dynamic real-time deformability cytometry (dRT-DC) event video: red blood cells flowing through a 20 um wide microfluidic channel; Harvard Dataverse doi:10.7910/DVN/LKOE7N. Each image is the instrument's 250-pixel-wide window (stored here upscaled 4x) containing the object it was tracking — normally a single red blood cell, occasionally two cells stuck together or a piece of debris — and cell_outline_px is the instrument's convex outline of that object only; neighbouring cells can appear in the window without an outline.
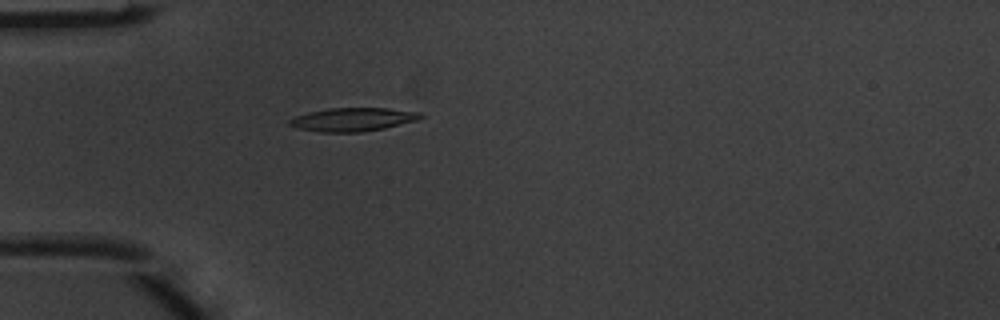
{"species": "common noctule bat (a hibernating species)", "species_latin": "Nyctalus noctula", "temperature_condition": "warm", "stored_images_in_passage": 1, "camera_frame_rate_fps": 3000, "um_per_image_px": 0.085, "animal": {"sex": "male", "body_mass_g": 20.1, "forearm_length_mm": 53.5}, "frame": {"image": 1, "passage_image": 1, "time_ms": 0.0, "image_size_px": [1000, 320], "cell_outline_px": [[424, 116], [416, 120], [384, 128], [360, 132], [320, 132], [296, 128], [288, 124], [288, 120], [296, 116], [308, 112], [328, 108], [388, 108], [420, 112]], "centroid_in_image_um": [29.96, 10.15], "position_along_channel_um": 55.0, "area_um2": 17.86}}